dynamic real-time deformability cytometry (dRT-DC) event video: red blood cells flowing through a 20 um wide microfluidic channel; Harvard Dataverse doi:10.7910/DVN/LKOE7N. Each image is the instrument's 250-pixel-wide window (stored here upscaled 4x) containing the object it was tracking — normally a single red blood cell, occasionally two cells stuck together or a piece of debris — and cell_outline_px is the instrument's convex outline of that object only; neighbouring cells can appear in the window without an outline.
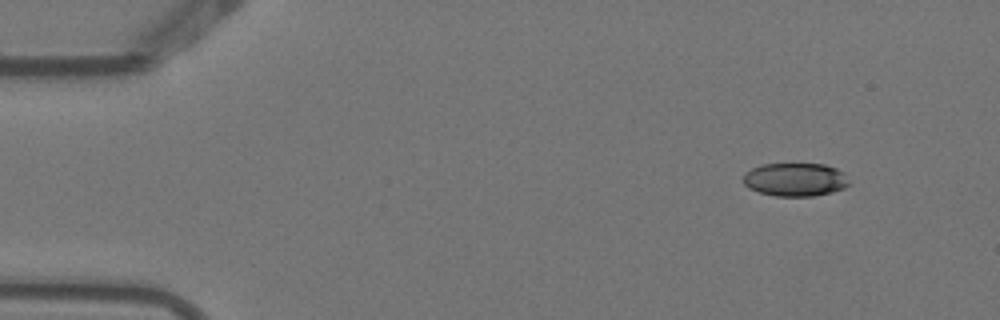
{"species": "Egyptian fruit bat (a non-hibernating species)", "species_latin": "Rousettus aegyptiacus", "temperature_condition": "warm", "stored_images_in_passage": 9, "camera_frame_rate_fps": 3000, "um_per_image_px": 0.085, "animal": {"sex": "female"}, "frame": {"image": 1, "passage_image": 1, "time_ms": 0.0, "image_size_px": [1000, 320], "cell_outline_px": [[848, 184], [844, 188], [832, 192], [812, 196], [776, 196], [760, 192], [748, 188], [744, 184], [744, 176], [752, 168], [764, 164], [824, 164], [836, 168], [844, 172], [848, 180]], "centroid_in_image_um": [67.61, 15.26], "position_along_channel_um": 17.4, "area_um2": 20.4}}
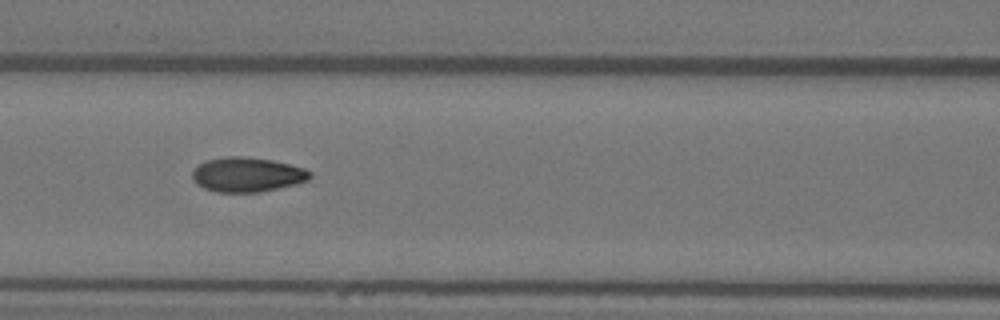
{"frame": {"image": 2, "passage_image": 6, "time_ms": 1.667, "image_size_px": [1000, 320], "cell_outline_px": [[312, 176], [308, 180], [296, 184], [260, 192], [216, 192], [204, 188], [196, 184], [192, 176], [192, 172], [200, 164], [208, 160], [228, 156], [240, 156], [272, 160], [304, 168], [312, 172]], "centroid_in_image_um": [21.03, 14.85], "position_along_channel_um": 145.6, "area_um2": 23.58}}
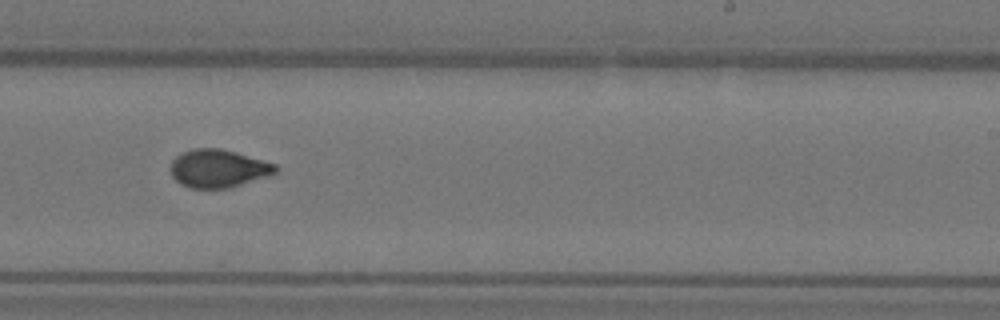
{"frame": {"image": 3, "passage_image": 9, "time_ms": 2.667, "image_size_px": [1000, 320], "cell_outline_px": [[276, 172], [268, 176], [228, 188], [192, 188], [180, 184], [172, 176], [172, 160], [180, 152], [192, 148], [220, 148], [236, 152], [276, 164]], "centroid_in_image_um": [18.53, 14.31], "position_along_channel_um": 270.5, "area_um2": 23.12}}